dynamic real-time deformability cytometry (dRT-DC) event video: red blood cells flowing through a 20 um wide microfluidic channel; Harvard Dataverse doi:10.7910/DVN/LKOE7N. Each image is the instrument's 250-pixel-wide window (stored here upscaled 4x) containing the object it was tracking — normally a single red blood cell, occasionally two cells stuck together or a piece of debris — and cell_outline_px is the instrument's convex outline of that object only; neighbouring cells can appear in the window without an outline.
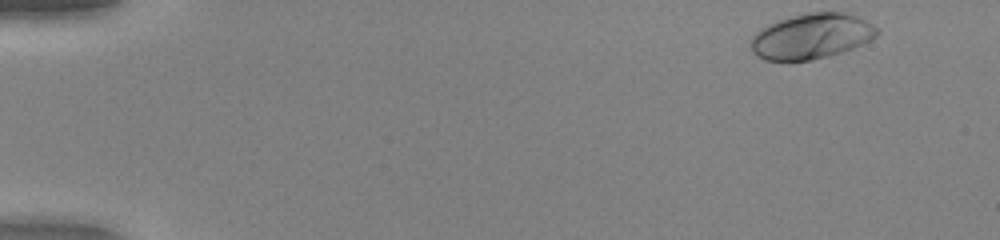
{"species": "human", "species_latin": "Homo sapiens", "temperature_condition": "warm", "stored_images_in_passage": 10, "camera_frame_rate_fps": 3000, "um_per_image_px": 0.085, "donor": {"sex": "female"}, "frame": {"image": 1, "passage_image": 1, "time_ms": 0.0, "image_size_px": [1000, 240], "cell_outline_px": [[880, 32], [876, 36], [852, 48], [828, 56], [812, 60], [764, 60], [756, 56], [752, 52], [752, 36], [760, 28], [768, 24], [792, 16], [808, 12], [852, 12], [880, 28]], "centroid_in_image_um": [69.0, 3.06], "position_along_channel_um": 16.0, "area_um2": 33.41}}